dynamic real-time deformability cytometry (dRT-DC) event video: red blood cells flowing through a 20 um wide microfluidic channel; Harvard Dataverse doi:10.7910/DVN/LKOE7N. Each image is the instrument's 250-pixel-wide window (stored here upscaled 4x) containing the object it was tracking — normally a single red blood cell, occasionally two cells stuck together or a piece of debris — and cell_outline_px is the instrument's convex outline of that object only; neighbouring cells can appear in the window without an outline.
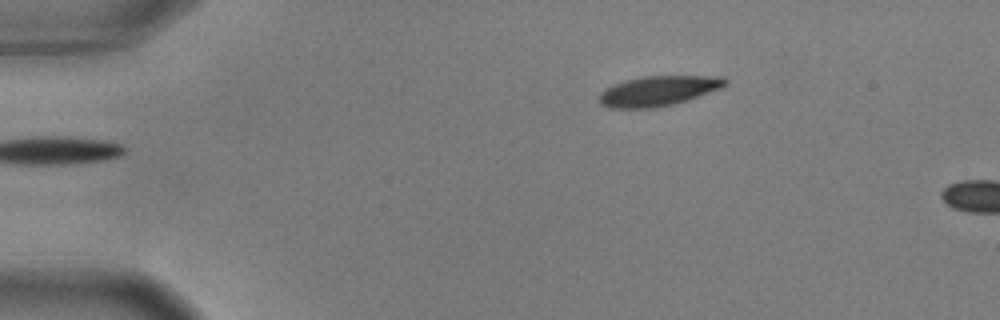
{"species": "common noctule bat (a hibernating species)", "species_latin": "Nyctalus noctula", "temperature_condition": "warm", "stored_images_in_passage": 4, "camera_frame_rate_fps": 3000, "um_per_image_px": 0.085, "animal": {"sex": "male", "body_mass_g": 17.9, "forearm_length_mm": 54.2}, "frame": {"image": 1, "passage_image": 1, "time_ms": 0.0, "image_size_px": [1000, 320], "cell_outline_px": [[728, 84], [720, 88], [688, 100], [656, 108], [608, 108], [600, 104], [600, 92], [604, 88], [612, 84], [624, 80], [640, 76], [724, 76], [728, 80]], "centroid_in_image_um": [55.93, 7.72], "position_along_channel_um": 29.1, "area_um2": 22.25}}